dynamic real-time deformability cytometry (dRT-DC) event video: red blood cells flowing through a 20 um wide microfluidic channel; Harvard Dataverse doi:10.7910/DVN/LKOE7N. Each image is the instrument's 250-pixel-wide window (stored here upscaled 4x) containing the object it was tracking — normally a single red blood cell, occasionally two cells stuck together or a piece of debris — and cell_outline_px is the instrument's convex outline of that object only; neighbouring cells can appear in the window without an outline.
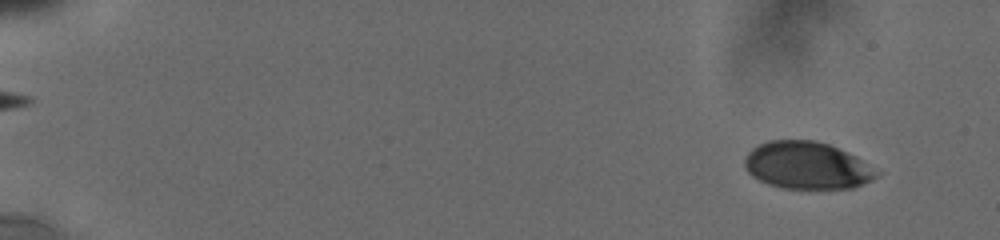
{"species": "human", "species_latin": "Homo sapiens", "temperature_condition": "cold", "stored_images_in_passage": 7, "camera_frame_rate_fps": 3000, "um_per_image_px": 0.085, "donor": {"sex": "male"}, "frame": {"image": 1, "passage_image": 1, "time_ms": 0.0, "image_size_px": [1000, 240], "cell_outline_px": [[876, 176], [872, 180], [852, 188], [784, 188], [768, 184], [752, 176], [748, 172], [744, 164], [744, 160], [748, 152], [752, 148], [768, 140], [812, 140], [828, 144], [860, 160], [876, 172]], "centroid_in_image_um": [68.5, 14.06], "position_along_channel_um": 16.5, "area_um2": 35.55}}
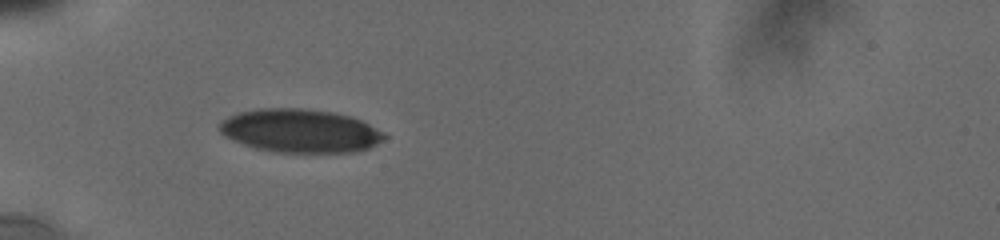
{"frame": {"image": 2, "passage_image": 6, "time_ms": 5.0, "image_size_px": [1000, 240], "cell_outline_px": [[388, 136], [376, 144], [368, 148], [356, 152], [272, 152], [256, 148], [244, 144], [224, 136], [220, 132], [220, 124], [228, 116], [240, 112], [256, 108], [304, 108], [332, 112], [348, 116], [360, 120], [384, 132]], "centroid_in_image_um": [25.51, 11.12], "position_along_channel_um": 59.5, "area_um2": 41.56}}